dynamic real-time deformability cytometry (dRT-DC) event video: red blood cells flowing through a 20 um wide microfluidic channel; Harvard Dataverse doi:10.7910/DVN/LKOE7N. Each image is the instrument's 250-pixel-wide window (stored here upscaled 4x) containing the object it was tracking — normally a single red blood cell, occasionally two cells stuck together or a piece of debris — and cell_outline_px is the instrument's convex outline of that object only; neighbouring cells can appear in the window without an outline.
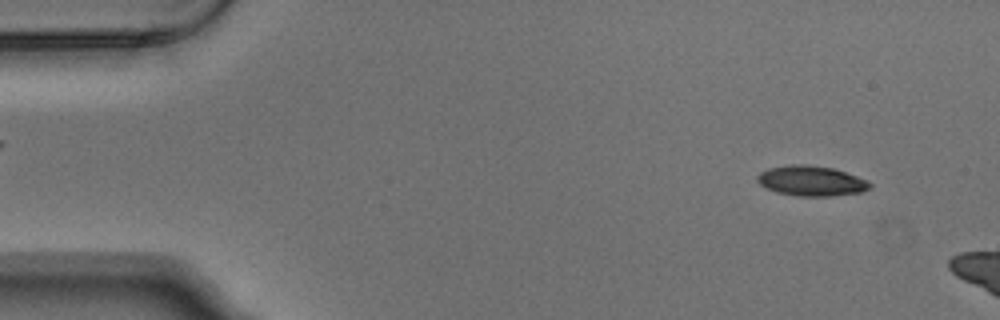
{"species": "Egyptian fruit bat (a non-hibernating species)", "species_latin": "Rousettus aegyptiacus", "temperature_condition": "warm", "stored_images_in_passage": 2, "camera_frame_rate_fps": 3000, "um_per_image_px": 0.085, "animal": {"sex": "male"}, "frame": {"image": 1, "passage_image": 1, "time_ms": 0.0, "image_size_px": [1000, 320], "cell_outline_px": [[872, 184], [868, 188], [860, 192], [828, 196], [796, 196], [776, 192], [760, 184], [756, 180], [756, 176], [760, 172], [768, 168], [792, 164], [808, 164], [832, 168], [868, 180]], "centroid_in_image_um": [68.92, 15.37], "position_along_channel_um": 16.1, "area_um2": 19.65}}